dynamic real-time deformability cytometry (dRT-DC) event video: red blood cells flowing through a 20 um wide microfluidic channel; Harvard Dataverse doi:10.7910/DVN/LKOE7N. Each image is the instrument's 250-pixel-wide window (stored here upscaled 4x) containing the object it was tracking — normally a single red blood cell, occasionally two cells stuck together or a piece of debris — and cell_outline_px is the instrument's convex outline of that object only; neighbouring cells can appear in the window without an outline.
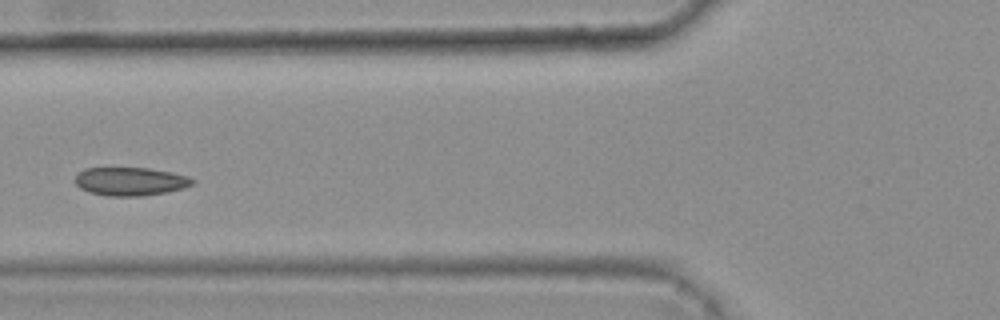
{"species": "common noctule bat (a hibernating species)", "species_latin": "Nyctalus noctula", "temperature_condition": "warm", "stored_images_in_passage": 6, "camera_frame_rate_fps": 3000, "um_per_image_px": 0.085, "animal": {"sex": "female", "body_mass_g": 25.1}, "frame": {"image": 1, "passage_image": 6, "time_ms": 1.667, "image_size_px": [1000, 320], "cell_outline_px": [[196, 184], [184, 188], [164, 192], [140, 196], [108, 196], [88, 192], [80, 188], [76, 184], [76, 172], [84, 168], [148, 168], [172, 172], [188, 176], [196, 180]], "centroid_in_image_um": [11.09, 15.41], "position_along_channel_um": 114.7, "area_um2": 19.54}}